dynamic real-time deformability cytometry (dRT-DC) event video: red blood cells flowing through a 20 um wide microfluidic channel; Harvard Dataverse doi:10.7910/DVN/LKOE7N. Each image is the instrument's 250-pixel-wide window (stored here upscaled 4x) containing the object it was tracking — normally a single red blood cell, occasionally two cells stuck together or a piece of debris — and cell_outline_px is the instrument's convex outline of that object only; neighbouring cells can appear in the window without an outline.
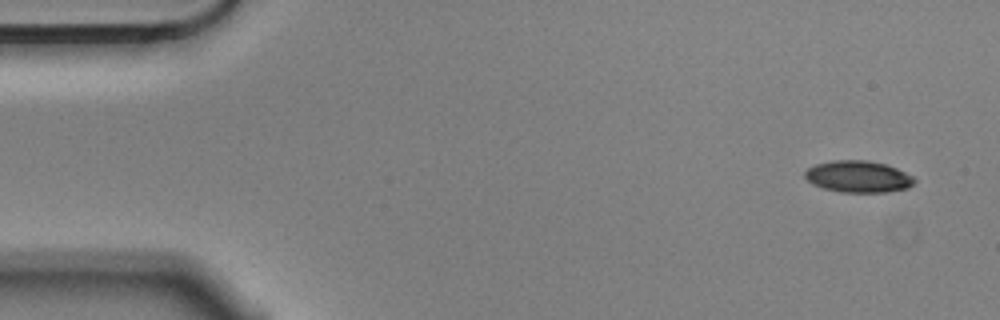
{"species": "Egyptian fruit bat (a non-hibernating species)", "species_latin": "Rousettus aegyptiacus", "temperature_condition": "cold", "stored_images_in_passage": 4, "camera_frame_rate_fps": 3000, "um_per_image_px": 0.085, "animal": {"sex": "male"}, "frame": {"image": 1, "passage_image": 1, "time_ms": 0.0, "image_size_px": [1000, 320], "cell_outline_px": [[916, 180], [908, 188], [884, 192], [840, 192], [824, 188], [812, 184], [804, 176], [804, 172], [808, 168], [816, 164], [832, 160], [868, 160], [888, 164], [912, 176]], "centroid_in_image_um": [72.94, 15.0], "position_along_channel_um": 12.1, "area_um2": 20.23}}
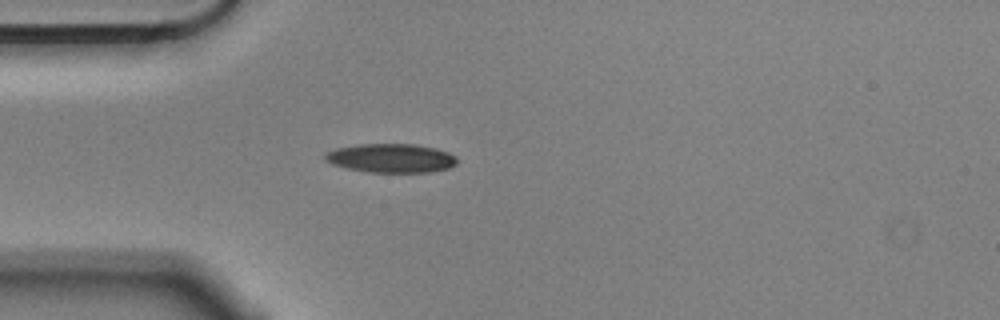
{"frame": {"image": 2, "passage_image": 4, "time_ms": 1.0, "image_size_px": [1000, 320], "cell_outline_px": [[456, 164], [448, 168], [432, 172], [372, 172], [348, 168], [332, 164], [324, 160], [324, 152], [336, 148], [356, 144], [416, 144], [436, 148], [448, 152], [456, 156]], "centroid_in_image_um": [33.23, 13.43], "position_along_channel_um": 51.8, "area_um2": 22.31}}